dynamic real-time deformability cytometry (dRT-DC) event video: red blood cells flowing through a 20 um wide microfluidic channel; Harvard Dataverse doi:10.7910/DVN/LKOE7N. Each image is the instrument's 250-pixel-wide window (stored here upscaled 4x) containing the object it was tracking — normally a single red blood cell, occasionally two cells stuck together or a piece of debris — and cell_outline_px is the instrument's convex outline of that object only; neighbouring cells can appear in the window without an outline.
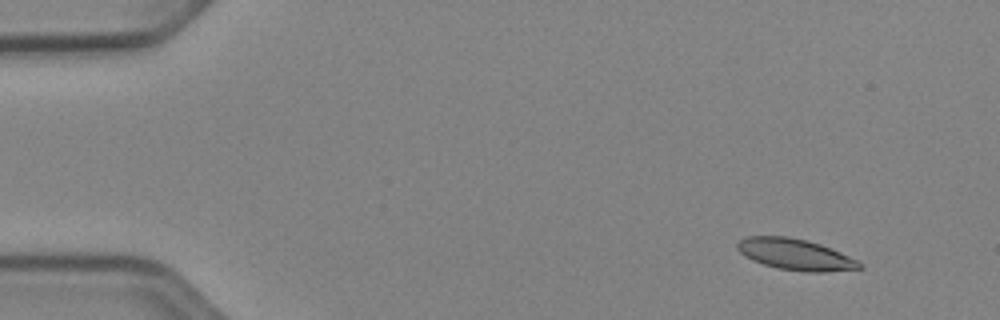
{"species": "Egyptian fruit bat (a non-hibernating species)", "species_latin": "Rousettus aegyptiacus", "temperature_condition": "cold", "stored_images_in_passage": 53, "camera_frame_rate_fps": 3000, "um_per_image_px": 0.085, "animal": {"sex": "female"}, "frame": {"image": 1, "passage_image": 6, "time_ms": 1.667, "image_size_px": [1000, 320], "cell_outline_px": [[864, 268], [824, 272], [808, 272], [780, 268], [764, 264], [752, 260], [744, 256], [736, 248], [736, 244], [740, 240], [748, 236], [788, 236], [808, 240], [820, 244], [860, 260], [864, 264]], "centroid_in_image_um": [67.64, 21.62], "position_along_channel_um": 17.4, "area_um2": 22.31}}
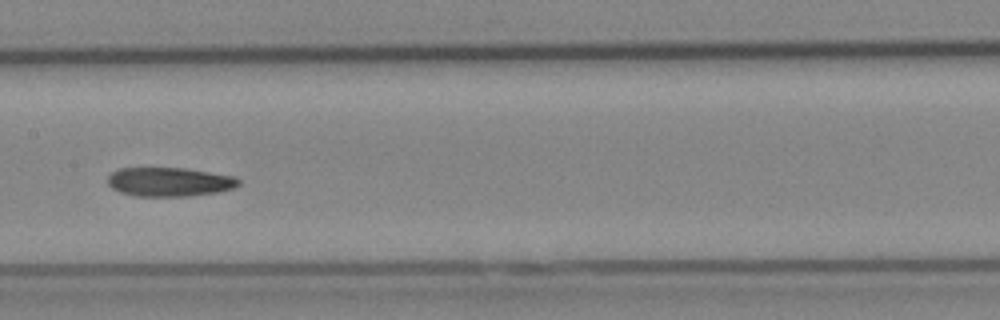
{"frame": {"image": 2, "passage_image": 28, "time_ms": 9.0, "image_size_px": [1000, 320], "cell_outline_px": [[240, 184], [232, 188], [220, 192], [188, 196], [136, 196], [120, 192], [112, 188], [108, 184], [108, 176], [112, 172], [120, 168], [184, 168], [236, 176], [240, 180]], "centroid_in_image_um": [14.42, 15.46], "position_along_channel_um": 193.0, "area_um2": 22.2}}
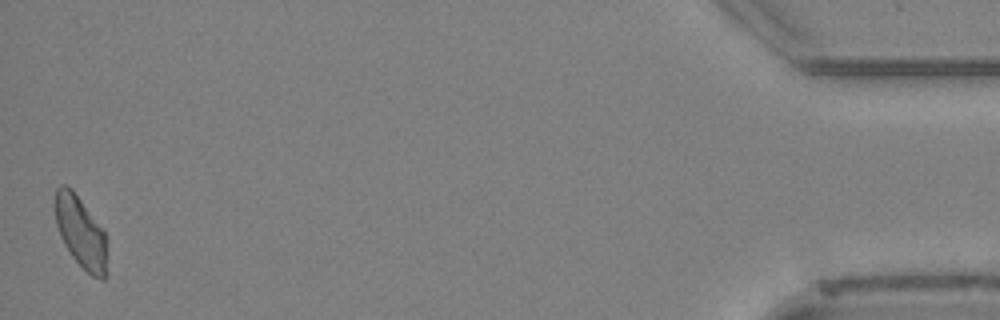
{"frame": {"image": 3, "passage_image": 53, "time_ms": 17.333, "image_size_px": [1000, 320], "cell_outline_px": [[108, 240], [104, 280], [100, 280], [92, 276], [72, 256], [64, 244], [60, 236], [56, 224], [56, 188], [60, 184], [64, 184], [72, 188], [104, 228]], "centroid_in_image_um": [6.9, 19.71], "position_along_channel_um": 428.3, "area_um2": 21.85}, "authors_computed_cell_mechanics": {"area_um2": 22.253, "velocity_mm_per_s": 3.8911, "shape_relaxation_time_tau1_ms": 9.0647, "shape_relaxation_time_tau2_ms": null, "deformation_change_tau1": 0.1625, "deformation_change_tau2": null}}